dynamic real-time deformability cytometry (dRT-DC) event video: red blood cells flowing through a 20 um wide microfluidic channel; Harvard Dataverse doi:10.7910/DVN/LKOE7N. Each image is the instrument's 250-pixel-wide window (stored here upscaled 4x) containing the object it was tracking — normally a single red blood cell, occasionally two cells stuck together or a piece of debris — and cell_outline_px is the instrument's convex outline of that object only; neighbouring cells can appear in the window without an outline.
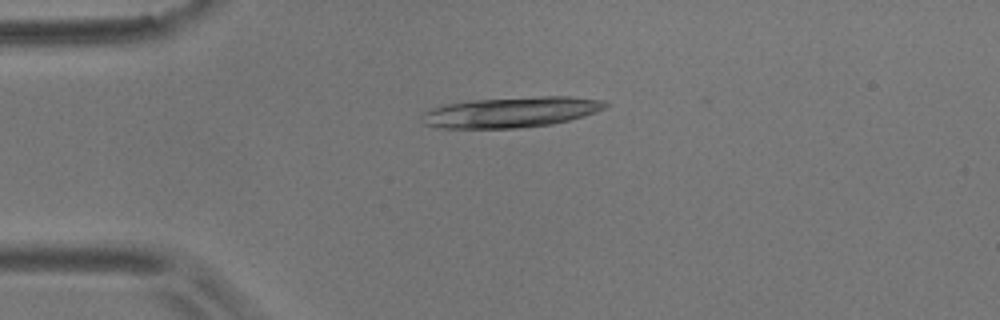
{"species": "common noctule bat (a hibernating species)", "species_latin": "Nyctalus noctula", "temperature_condition": "room temperature", "stored_images_in_passage": 3, "camera_frame_rate_fps": 3000, "um_per_image_px": 0.085, "animal": {"sex": "male", "body_mass_g": 17.9}, "frame": {"image": 1, "passage_image": 1, "time_ms": 0.0, "image_size_px": [1000, 320], "cell_outline_px": [[608, 104], [604, 108], [584, 116], [552, 124], [520, 128], [436, 128], [424, 124], [420, 116], [424, 112], [432, 108], [448, 104], [472, 100], [540, 96], [568, 96], [604, 100]], "centroid_in_image_um": [43.42, 9.54], "position_along_channel_um": 41.6, "area_um2": 32.6}}